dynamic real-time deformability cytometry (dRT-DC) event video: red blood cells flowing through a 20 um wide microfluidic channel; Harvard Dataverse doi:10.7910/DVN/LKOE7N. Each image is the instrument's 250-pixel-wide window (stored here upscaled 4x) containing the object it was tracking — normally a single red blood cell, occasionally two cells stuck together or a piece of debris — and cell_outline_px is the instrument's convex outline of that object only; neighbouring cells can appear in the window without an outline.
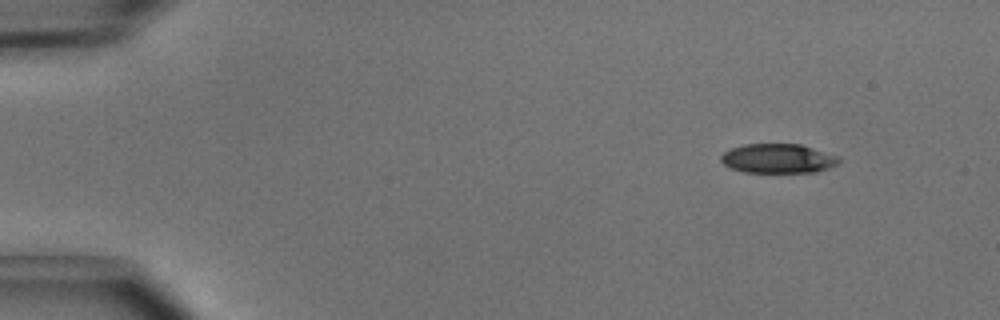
{"species": "common noctule bat (a hibernating species)", "species_latin": "Nyctalus noctula", "temperature_condition": "cold", "stored_images_in_passage": 5, "camera_frame_rate_fps": 3000, "um_per_image_px": 0.085, "animal": {"sex": "male", "body_mass_g": 15.6}, "frame": {"image": 1, "passage_image": 1, "time_ms": 0.0, "image_size_px": [1000, 320], "cell_outline_px": [[840, 160], [836, 164], [828, 168], [816, 172], [744, 172], [732, 168], [724, 164], [720, 160], [720, 156], [724, 152], [732, 148], [744, 144], [800, 144], [836, 156]], "centroid_in_image_um": [66.09, 13.47], "position_along_channel_um": 18.9, "area_um2": 19.88}}
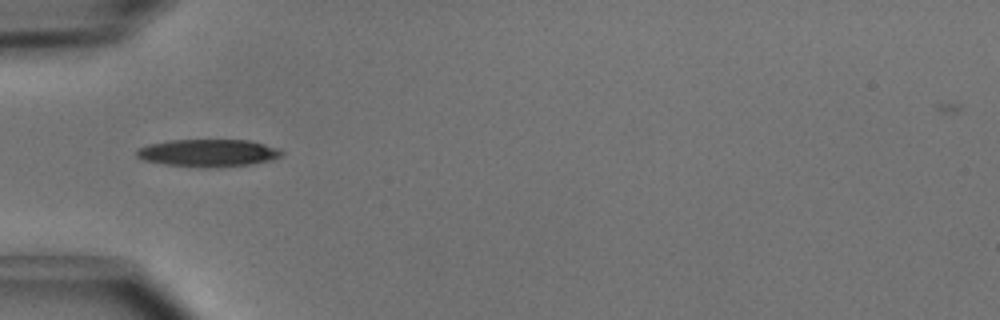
{"frame": {"image": 2, "passage_image": 4, "time_ms": 1.0, "image_size_px": [1000, 320], "cell_outline_px": [[284, 152], [280, 156], [272, 160], [252, 164], [220, 168], [200, 168], [164, 164], [144, 160], [136, 156], [136, 148], [148, 144], [172, 140], [248, 140], [280, 148]], "centroid_in_image_um": [17.7, 13.01], "position_along_channel_um": 67.3, "area_um2": 23.58}}